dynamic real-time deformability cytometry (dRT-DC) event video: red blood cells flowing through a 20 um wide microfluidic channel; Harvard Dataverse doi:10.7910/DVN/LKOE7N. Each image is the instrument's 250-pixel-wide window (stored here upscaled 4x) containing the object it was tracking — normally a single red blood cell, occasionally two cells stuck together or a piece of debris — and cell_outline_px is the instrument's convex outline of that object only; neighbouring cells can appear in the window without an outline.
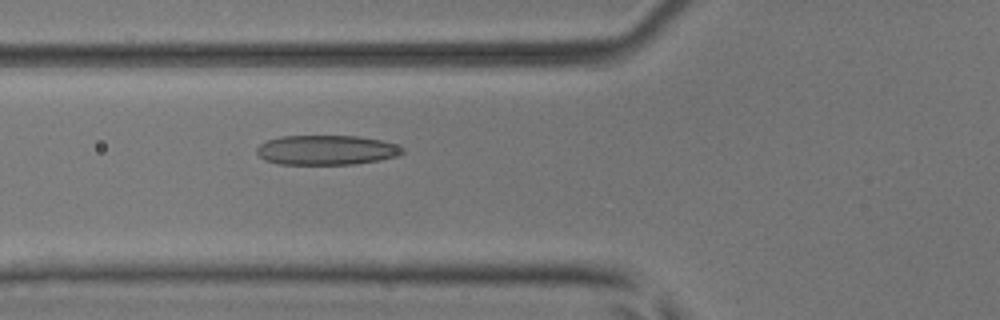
{"species": "common noctule bat (a hibernating species)", "species_latin": "Nyctalus noctula", "temperature_condition": "room temperature", "stored_images_in_passage": 4, "camera_frame_rate_fps": 3000, "um_per_image_px": 0.085, "animal": {"sex": "male", "body_mass_g": 17.9, "forearm_length_mm": 54.2}, "frame": {"image": 1, "passage_image": 4, "time_ms": 1.0, "image_size_px": [1000, 320], "cell_outline_px": [[404, 152], [400, 156], [380, 160], [356, 164], [280, 164], [264, 160], [256, 152], [256, 148], [260, 144], [268, 140], [280, 136], [360, 136], [380, 140], [396, 144], [404, 148]], "centroid_in_image_um": [27.78, 12.75], "position_along_channel_um": 98.0, "area_um2": 25.37}}